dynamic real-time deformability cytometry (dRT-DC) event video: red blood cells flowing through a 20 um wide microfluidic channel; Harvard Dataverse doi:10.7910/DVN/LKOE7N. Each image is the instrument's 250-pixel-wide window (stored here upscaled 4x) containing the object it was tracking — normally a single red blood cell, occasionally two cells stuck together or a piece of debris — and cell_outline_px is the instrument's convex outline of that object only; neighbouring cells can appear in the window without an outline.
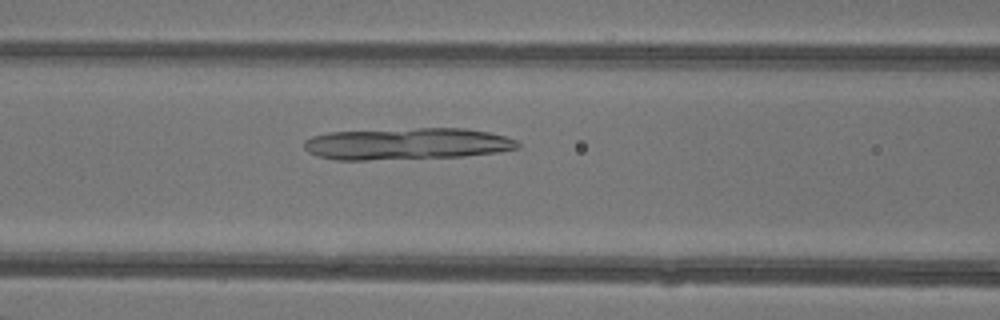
{"species": "common noctule bat (a hibernating species)", "species_latin": "Nyctalus noctula", "temperature_condition": "warm", "stored_images_in_passage": 28, "camera_frame_rate_fps": 3000, "um_per_image_px": 0.085, "animal": {"sex": "female"}, "frame": {"image": 1, "passage_image": 7, "time_ms": 2.0, "image_size_px": [1000, 320], "cell_outline_px": [[520, 148], [500, 152], [464, 156], [368, 160], [336, 160], [316, 156], [308, 152], [304, 148], [304, 140], [312, 136], [328, 132], [420, 128], [464, 128], [488, 132], [504, 136], [516, 140], [520, 144]], "centroid_in_image_um": [34.58, 12.23], "position_along_channel_um": 132.0, "area_um2": 39.71}}
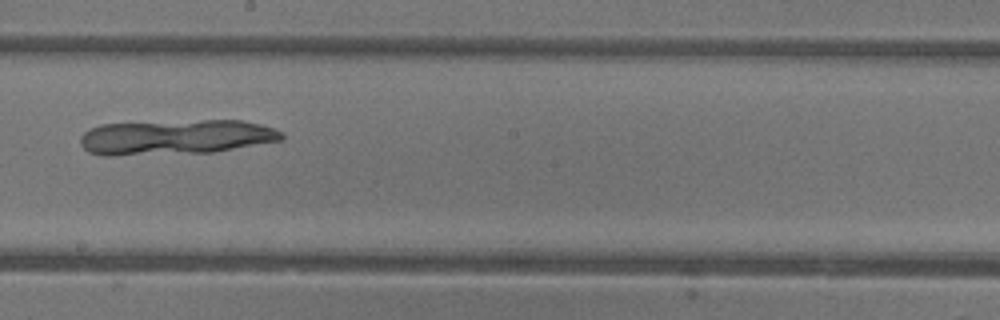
{"frame": {"image": 2, "passage_image": 14, "time_ms": 4.333, "image_size_px": [1000, 320], "cell_outline_px": [[284, 140], [216, 152], [116, 156], [100, 156], [88, 152], [80, 144], [80, 136], [88, 128], [100, 124], [204, 120], [244, 120], [260, 124], [272, 128], [280, 132], [284, 136]], "centroid_in_image_um": [14.9, 11.67], "position_along_channel_um": 233.3, "area_um2": 41.62}}
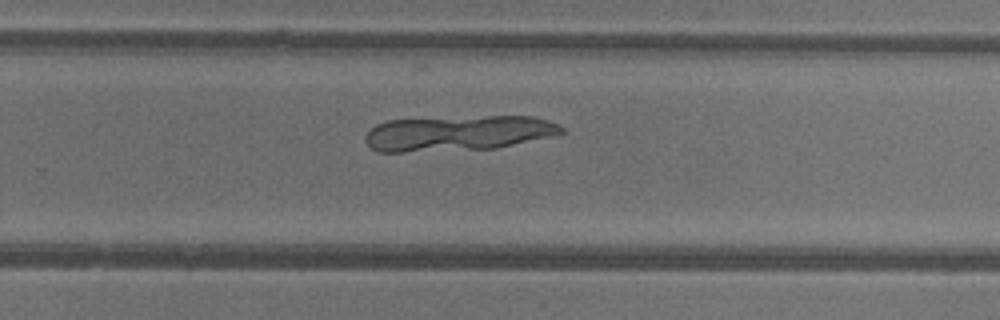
{"frame": {"image": 3, "passage_image": 18, "time_ms": 5.667, "image_size_px": [1000, 320], "cell_outline_px": [[564, 132], [556, 136], [496, 148], [400, 152], [376, 152], [364, 140], [364, 136], [376, 124], [388, 120], [488, 116], [532, 116], [560, 124], [564, 128]], "centroid_in_image_um": [38.97, 11.32], "position_along_channel_um": 290.8, "area_um2": 40.46}}